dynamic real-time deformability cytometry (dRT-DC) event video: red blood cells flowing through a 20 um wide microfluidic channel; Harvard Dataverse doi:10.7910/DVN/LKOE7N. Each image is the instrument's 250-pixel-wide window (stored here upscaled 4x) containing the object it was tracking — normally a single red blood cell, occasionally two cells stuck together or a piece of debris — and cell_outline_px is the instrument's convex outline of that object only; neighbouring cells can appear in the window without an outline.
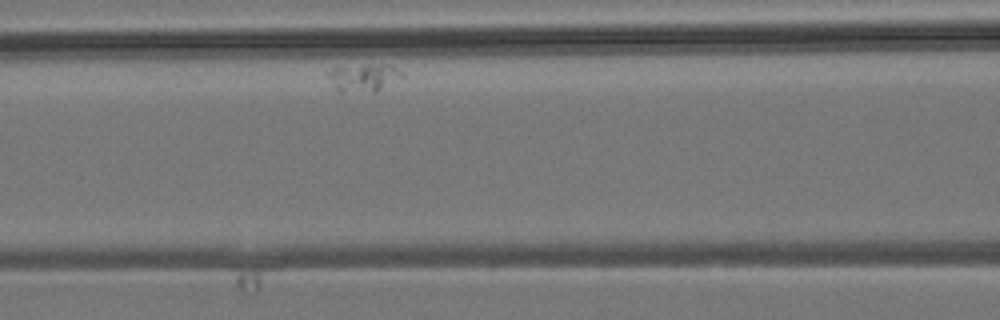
{"species": "common noctule bat (a hibernating species)", "species_latin": "Nyctalus noctula", "temperature_condition": "room temperature", "stored_images_in_passage": 6, "camera_frame_rate_fps": 3000, "um_per_image_px": 0.085, "animal": {"sex": "male", "body_mass_g": 19.2, "forearm_length_mm": 51.8}, "frame": {"image": 1, "passage_image": 6, "time_ms": 6.0, "image_size_px": [1000, 320], "cell_outline_px": [[404, 76], [376, 92], [336, 92], [328, 72], [336, 64], [388, 64], [396, 68]], "centroid_in_image_um": [30.86, 6.56], "position_along_channel_um": 135.7, "area_um2": 12.37}}